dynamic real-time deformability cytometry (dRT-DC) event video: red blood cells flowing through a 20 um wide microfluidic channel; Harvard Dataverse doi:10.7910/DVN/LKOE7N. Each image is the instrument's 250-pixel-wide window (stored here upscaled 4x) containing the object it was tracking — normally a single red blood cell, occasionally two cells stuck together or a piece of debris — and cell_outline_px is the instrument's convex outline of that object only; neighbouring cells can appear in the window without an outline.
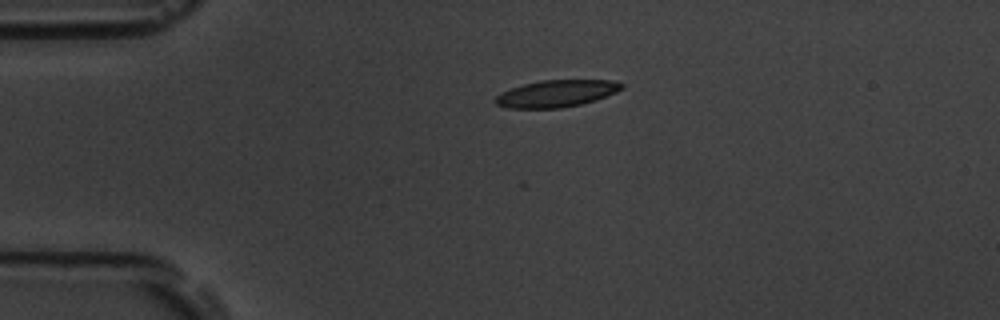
{"species": "common noctule bat (a hibernating species)", "species_latin": "Nyctalus noctula", "temperature_condition": "room temperature", "stored_images_in_passage": 44, "camera_frame_rate_fps": 3000, "um_per_image_px": 0.085, "animal": {"sex": "male", "body_mass_g": 19.5, "forearm_length_mm": 54.6}, "frame": {"image": 1, "passage_image": 1, "time_ms": 0.0, "image_size_px": [1000, 320], "cell_outline_px": [[624, 88], [616, 92], [596, 100], [580, 104], [560, 108], [508, 108], [496, 104], [492, 100], [496, 96], [512, 88], [524, 84], [540, 80], [612, 80], [624, 84]], "centroid_in_image_um": [47.31, 7.95], "position_along_channel_um": 37.7, "area_um2": 19.77}}
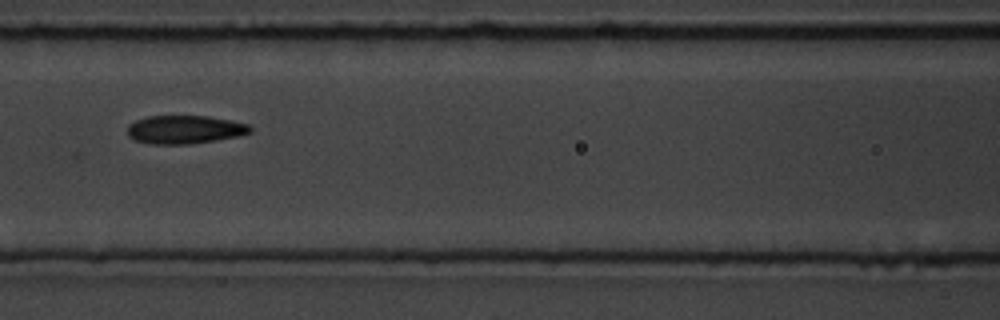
{"frame": {"image": 2, "passage_image": 13, "time_ms": 4.0, "image_size_px": [1000, 320], "cell_outline_px": [[252, 132], [240, 136], [192, 144], [148, 144], [132, 140], [128, 136], [128, 124], [136, 120], [148, 116], [208, 116], [248, 124], [252, 128]], "centroid_in_image_um": [15.68, 11.02], "position_along_channel_um": 150.9, "area_um2": 20.46}}
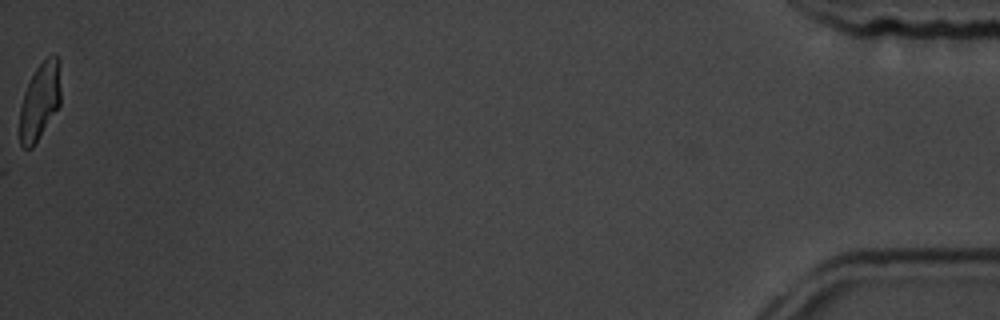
{"frame": {"image": 3, "passage_image": 44, "time_ms": 14.333, "image_size_px": [1000, 320], "cell_outline_px": [[60, 104], [32, 148], [24, 148], [20, 144], [20, 108], [24, 92], [36, 68], [52, 52], [56, 52], [60, 60]], "centroid_in_image_um": [3.41, 8.53], "position_along_channel_um": 431.8, "area_um2": 18.38}, "authors_computed_cell_mechanics": {"area_um2": 19.9988, "velocity_mm_per_s": 3.7023, "shape_relaxation_time_tau1_ms": null, "shape_relaxation_time_tau2_ms": 2.1832, "deformation_change_tau1": null, "deformation_change_tau2": 0.0852}}